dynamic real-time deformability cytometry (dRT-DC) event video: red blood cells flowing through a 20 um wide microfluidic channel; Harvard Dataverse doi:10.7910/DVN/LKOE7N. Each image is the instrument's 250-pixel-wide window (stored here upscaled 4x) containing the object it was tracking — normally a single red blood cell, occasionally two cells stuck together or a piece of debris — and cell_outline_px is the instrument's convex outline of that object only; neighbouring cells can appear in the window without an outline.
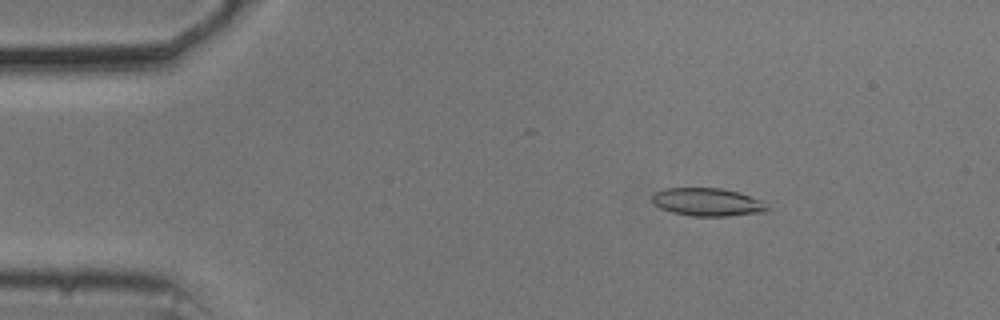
{"species": "common noctule bat (a hibernating species)", "species_latin": "Nyctalus noctula", "temperature_condition": "cold", "stored_images_in_passage": 32, "camera_frame_rate_fps": 3000, "um_per_image_px": 0.085, "animal": {"sex": "male", "body_mass_g": 20.5, "forearm_length_mm": 52.5}, "frame": {"image": 1, "passage_image": 8, "time_ms": 2.333, "image_size_px": [1000, 320], "cell_outline_px": [[772, 208], [768, 212], [728, 216], [692, 216], [672, 212], [660, 208], [652, 204], [652, 196], [656, 192], [664, 188], [720, 188], [740, 192], [760, 200]], "centroid_in_image_um": [60.16, 17.18], "position_along_channel_um": 24.8, "area_um2": 19.02}}
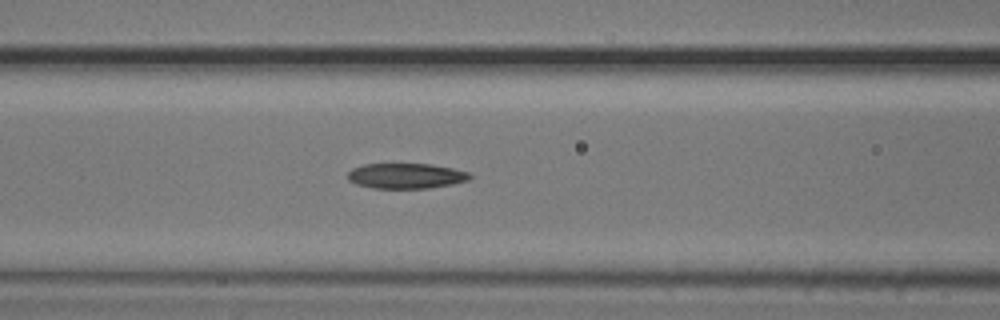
{"frame": {"image": 2, "passage_image": 22, "time_ms": 7.0, "image_size_px": [1000, 320], "cell_outline_px": [[472, 176], [468, 180], [452, 184], [428, 188], [372, 188], [356, 184], [348, 180], [348, 172], [352, 168], [364, 164], [432, 164], [452, 168], [468, 172]], "centroid_in_image_um": [34.49, 14.95], "position_along_channel_um": 132.1, "area_um2": 17.98}}
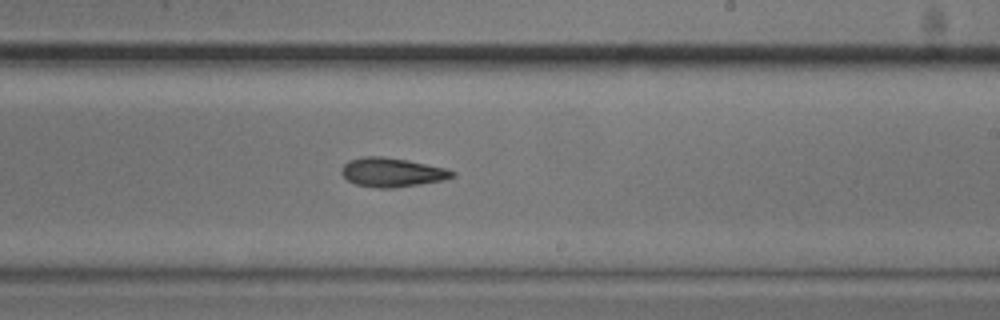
{"frame": {"image": 3, "passage_image": 32, "time_ms": 10.333, "image_size_px": [1000, 320], "cell_outline_px": [[456, 176], [444, 180], [420, 184], [392, 188], [376, 188], [356, 184], [348, 180], [340, 172], [344, 164], [348, 160], [360, 156], [384, 156], [408, 160], [444, 168], [456, 172]], "centroid_in_image_um": [33.31, 14.64], "position_along_channel_um": 255.7, "area_um2": 18.84}}